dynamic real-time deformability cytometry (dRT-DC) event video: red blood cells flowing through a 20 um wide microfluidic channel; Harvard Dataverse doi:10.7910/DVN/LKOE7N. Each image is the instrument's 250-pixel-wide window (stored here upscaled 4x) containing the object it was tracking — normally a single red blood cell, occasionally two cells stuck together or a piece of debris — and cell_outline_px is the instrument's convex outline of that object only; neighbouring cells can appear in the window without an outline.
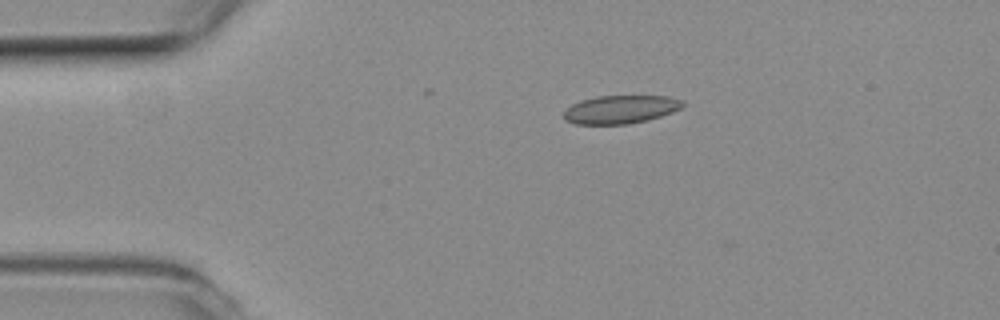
{"species": "common noctule bat (a hibernating species)", "species_latin": "Nyctalus noctula", "temperature_condition": "room temperature", "stored_images_in_passage": 5, "camera_frame_rate_fps": 3000, "um_per_image_px": 0.085, "animal": {"sex": "female", "body_mass_g": 19.3, "forearm_length_mm": 54.1}, "frame": {"image": 1, "passage_image": 3, "time_ms": 0.667, "image_size_px": [1000, 320], "cell_outline_px": [[684, 104], [680, 108], [672, 112], [648, 120], [628, 124], [576, 124], [564, 120], [564, 112], [572, 104], [580, 100], [596, 96], [668, 96], [680, 100]], "centroid_in_image_um": [52.71, 9.3], "position_along_channel_um": 32.3, "area_um2": 19.48}}
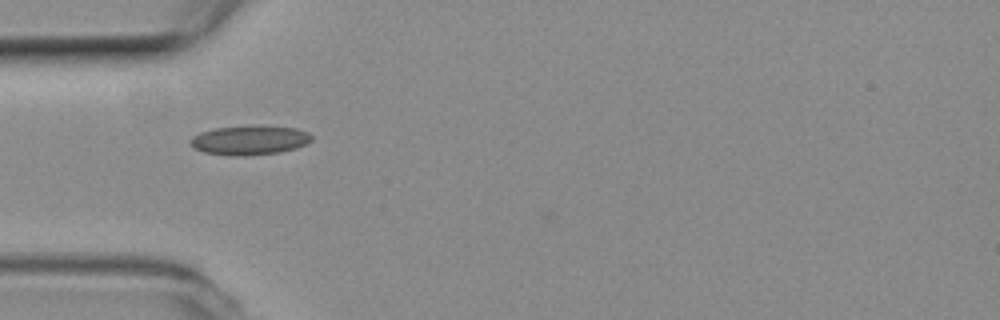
{"frame": {"image": 2, "passage_image": 4, "time_ms": 1.0, "image_size_px": [1000, 320], "cell_outline_px": [[312, 140], [296, 148], [280, 152], [244, 156], [232, 156], [204, 152], [196, 148], [188, 140], [192, 136], [200, 132], [216, 128], [252, 124], [260, 124], [296, 128], [308, 132], [312, 136]], "centroid_in_image_um": [21.23, 11.89], "position_along_channel_um": 63.8, "area_um2": 21.1}}
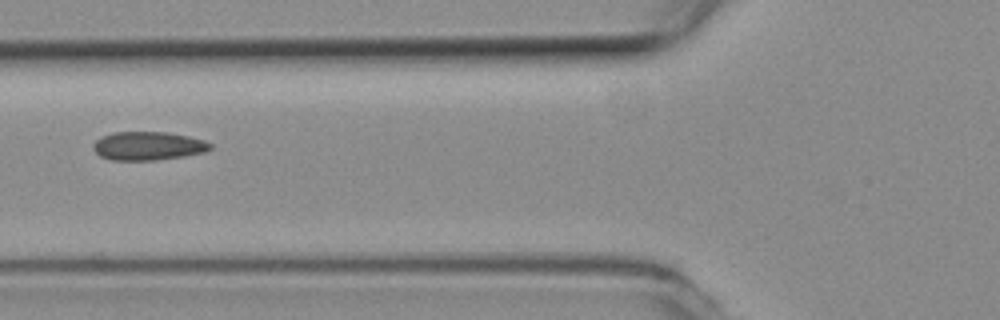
{"frame": {"image": 3, "passage_image": 5, "time_ms": 1.333, "image_size_px": [1000, 320], "cell_outline_px": [[212, 148], [204, 152], [184, 156], [156, 160], [112, 160], [100, 156], [92, 148], [92, 144], [100, 136], [112, 132], [164, 132], [188, 136], [204, 140], [212, 144]], "centroid_in_image_um": [12.56, 12.4], "position_along_channel_um": 113.2, "area_um2": 19.54}}